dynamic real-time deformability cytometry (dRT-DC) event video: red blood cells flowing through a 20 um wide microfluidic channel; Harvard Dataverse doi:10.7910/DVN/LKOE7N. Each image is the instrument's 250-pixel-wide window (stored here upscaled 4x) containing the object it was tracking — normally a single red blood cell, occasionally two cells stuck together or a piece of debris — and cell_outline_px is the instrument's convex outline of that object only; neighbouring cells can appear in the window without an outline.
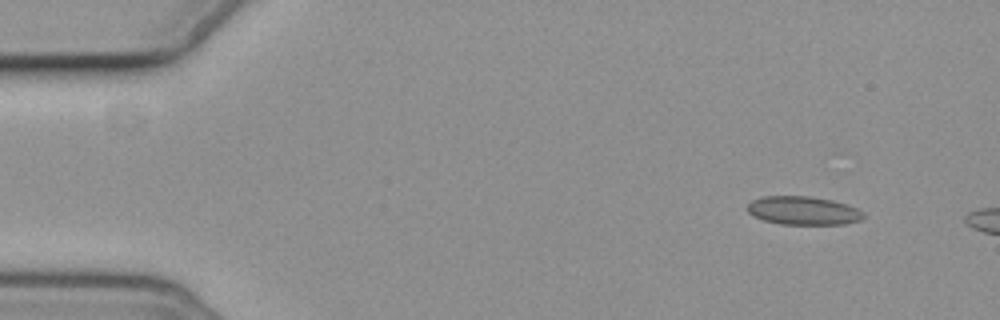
{"species": "common noctule bat (a hibernating species)", "species_latin": "Nyctalus noctula", "temperature_condition": "cold", "stored_images_in_passage": 3, "camera_frame_rate_fps": 3000, "um_per_image_px": 0.085, "animal": {"sex": "female", "body_mass_g": 19.3, "forearm_length_mm": 54.1}, "frame": {"image": 1, "passage_image": 1, "time_ms": 0.0, "image_size_px": [1000, 320], "cell_outline_px": [[864, 216], [860, 220], [844, 224], [780, 224], [764, 220], [752, 216], [748, 212], [748, 204], [752, 200], [760, 196], [808, 196], [832, 200], [856, 208], [864, 212]], "centroid_in_image_um": [68.24, 17.9], "position_along_channel_um": 16.8, "area_um2": 19.19}}